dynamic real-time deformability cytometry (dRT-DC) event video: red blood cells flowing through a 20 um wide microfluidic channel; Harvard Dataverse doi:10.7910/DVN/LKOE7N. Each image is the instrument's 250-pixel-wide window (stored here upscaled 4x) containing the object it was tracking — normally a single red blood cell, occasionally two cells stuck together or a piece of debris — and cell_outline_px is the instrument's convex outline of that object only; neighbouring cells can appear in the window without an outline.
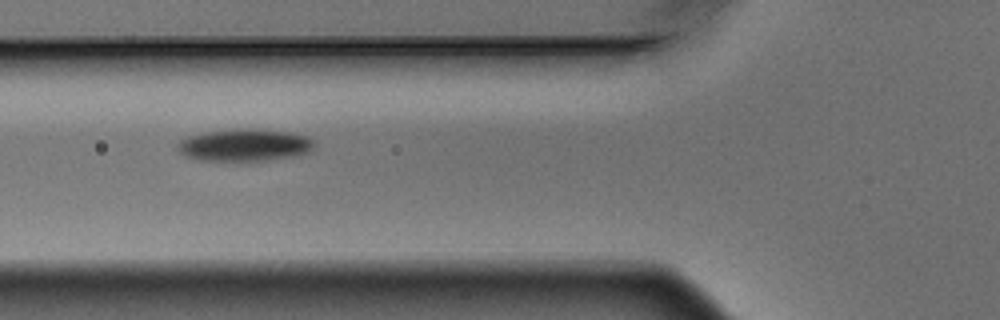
{"species": "Egyptian fruit bat (a non-hibernating species)", "species_latin": "Rousettus aegyptiacus", "temperature_condition": "warm", "stored_images_in_passage": 7, "camera_frame_rate_fps": 3000, "um_per_image_px": 0.085, "animal": {"sex": "male"}, "frame": {"image": 1, "passage_image": 2, "time_ms": 0.333, "image_size_px": [1000, 320], "cell_outline_px": [[316, 144], [308, 152], [300, 156], [240, 164], [196, 160], [184, 156], [176, 148], [176, 144], [180, 140], [188, 136], [204, 132], [232, 128], [248, 128], [292, 132], [308, 136], [316, 140]], "centroid_in_image_um": [20.79, 12.37], "position_along_channel_um": 105.0, "area_um2": 27.34}}
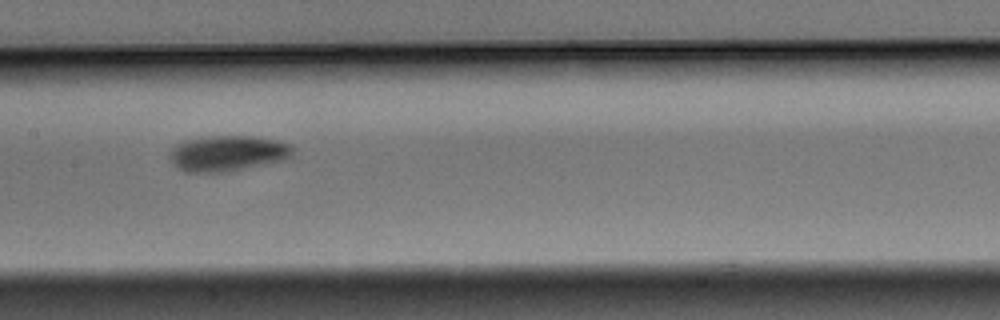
{"frame": {"image": 2, "passage_image": 4, "time_ms": 1.0, "image_size_px": [1000, 320], "cell_outline_px": [[292, 156], [284, 160], [224, 172], [184, 172], [172, 164], [168, 156], [172, 148], [180, 140], [208, 136], [252, 136], [280, 140], [288, 144], [292, 148]], "centroid_in_image_um": [19.29, 13.02], "position_along_channel_um": 188.1, "area_um2": 25.78}}
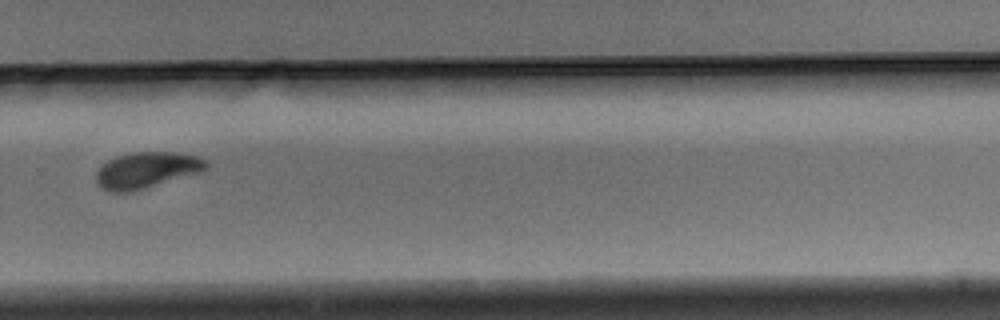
{"frame": {"image": 3, "passage_image": 7, "time_ms": 2.0, "image_size_px": [1000, 320], "cell_outline_px": [[208, 168], [200, 172], [144, 188], [128, 192], [108, 192], [100, 188], [96, 180], [96, 172], [108, 160], [116, 156], [132, 152], [180, 152], [196, 156], [208, 160]], "centroid_in_image_um": [12.46, 14.45], "position_along_channel_um": 317.3, "area_um2": 23.12}}